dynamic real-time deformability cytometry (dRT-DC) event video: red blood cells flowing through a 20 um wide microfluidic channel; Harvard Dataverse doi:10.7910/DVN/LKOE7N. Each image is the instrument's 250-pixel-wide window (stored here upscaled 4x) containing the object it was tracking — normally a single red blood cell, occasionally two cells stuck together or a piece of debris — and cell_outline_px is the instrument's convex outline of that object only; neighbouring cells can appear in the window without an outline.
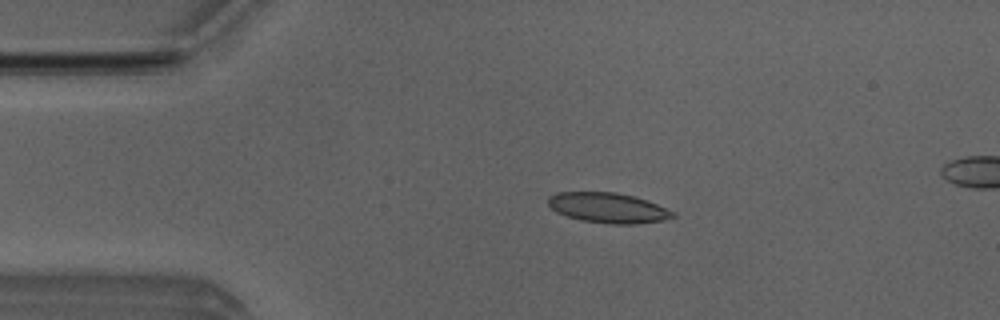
{"species": "Egyptian fruit bat (a non-hibernating species)", "species_latin": "Rousettus aegyptiacus", "temperature_condition": "room temperature", "stored_images_in_passage": 50, "camera_frame_rate_fps": 3000, "um_per_image_px": 0.085, "animal": {"sex": "male"}, "frame": {"image": 1, "passage_image": 10, "time_ms": 3.0, "image_size_px": [1000, 320], "cell_outline_px": [[676, 216], [664, 220], [636, 224], [608, 224], [580, 220], [556, 212], [548, 204], [548, 196], [556, 192], [616, 192], [632, 196], [656, 204], [672, 212]], "centroid_in_image_um": [51.63, 17.67], "position_along_channel_um": 33.4, "area_um2": 21.73}}
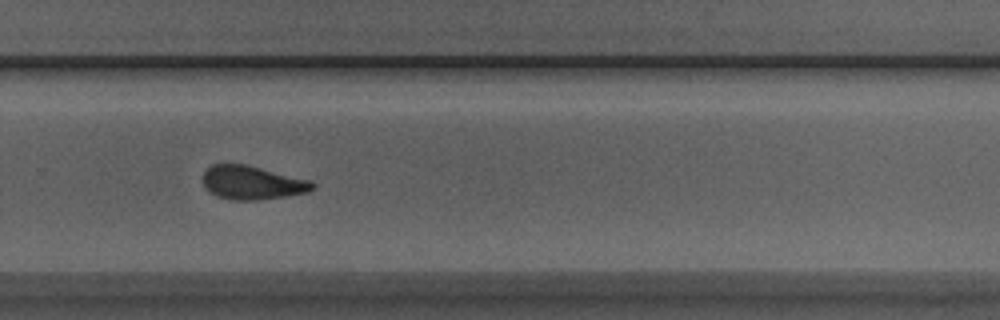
{"frame": {"image": 2, "passage_image": 34, "time_ms": 11.0, "image_size_px": [1000, 320], "cell_outline_px": [[316, 188], [308, 192], [284, 196], [256, 200], [232, 200], [216, 196], [208, 192], [204, 184], [204, 172], [212, 164], [244, 164], [308, 180], [316, 184]], "centroid_in_image_um": [21.41, 15.54], "position_along_channel_um": 308.4, "area_um2": 21.21}}
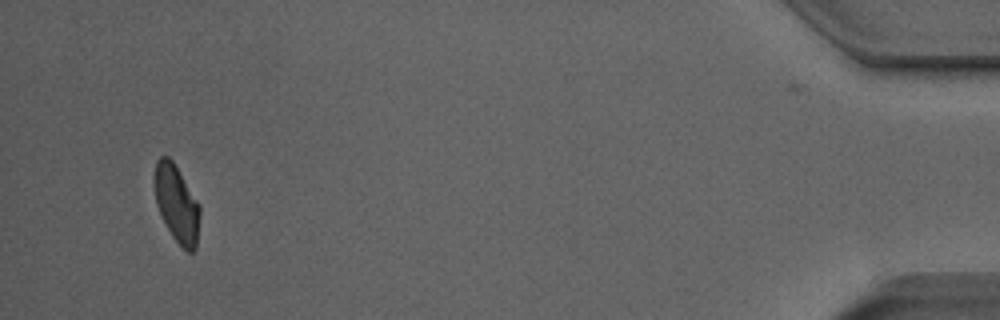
{"frame": {"image": 3, "passage_image": 49, "time_ms": 16.0, "image_size_px": [1000, 320], "cell_outline_px": [[200, 216], [196, 248], [192, 252], [188, 252], [172, 236], [156, 204], [152, 184], [152, 176], [156, 160], [160, 156], [168, 156], [172, 160], [200, 204]], "centroid_in_image_um": [14.99, 17.26], "position_along_channel_um": 420.2, "area_um2": 20.63}}